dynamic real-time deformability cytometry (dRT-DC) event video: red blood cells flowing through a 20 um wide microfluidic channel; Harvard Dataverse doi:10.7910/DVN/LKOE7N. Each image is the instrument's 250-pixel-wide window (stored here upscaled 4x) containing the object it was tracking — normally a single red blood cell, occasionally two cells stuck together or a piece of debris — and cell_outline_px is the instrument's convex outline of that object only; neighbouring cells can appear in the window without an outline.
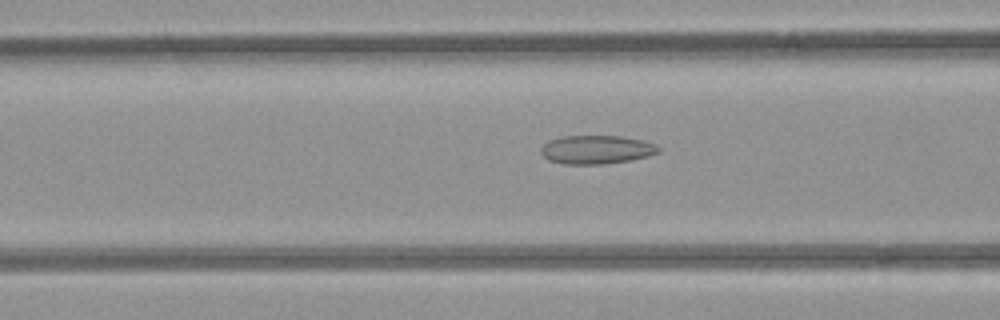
{"species": "common noctule bat (a hibernating species)", "species_latin": "Nyctalus noctula", "temperature_condition": "room temperature", "stored_images_in_passage": 32, "camera_frame_rate_fps": 3000, "um_per_image_px": 0.085, "animal": {"sex": "female", "body_mass_g": 21.9}, "frame": {"image": 1, "passage_image": 17, "time_ms": 5.333, "image_size_px": [1000, 320], "cell_outline_px": [[660, 152], [648, 156], [628, 160], [600, 164], [564, 164], [548, 160], [540, 152], [540, 148], [548, 140], [560, 136], [620, 136], [640, 140], [656, 144], [660, 148]], "centroid_in_image_um": [50.66, 12.71], "position_along_channel_um": 115.9, "area_um2": 19.54}}
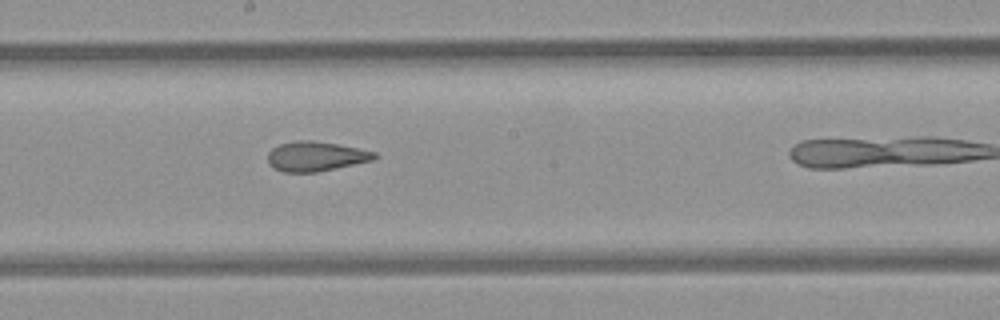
{"frame": {"image": 2, "passage_image": 25, "time_ms": 8.0, "image_size_px": [1000, 320], "cell_outline_px": [[380, 156], [372, 160], [336, 168], [316, 172], [284, 172], [272, 168], [268, 164], [268, 152], [272, 148], [280, 144], [296, 140], [312, 140], [336, 144], [376, 152]], "centroid_in_image_um": [26.81, 13.29], "position_along_channel_um": 221.4, "area_um2": 18.44}}
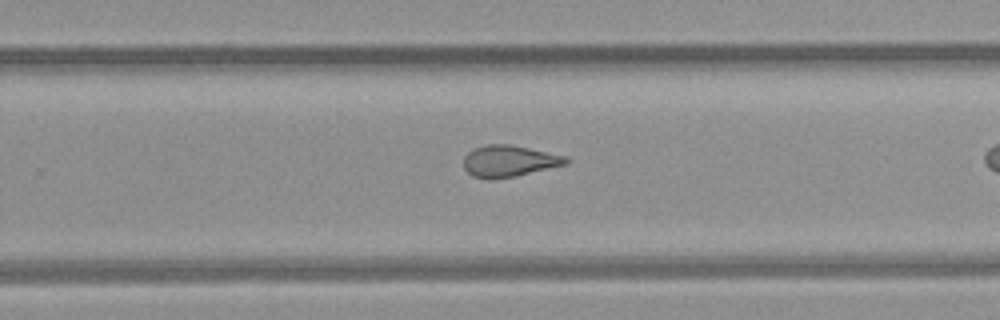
{"frame": {"image": 3, "passage_image": 30, "time_ms": 9.667, "image_size_px": [1000, 320], "cell_outline_px": [[572, 160], [568, 164], [516, 176], [492, 180], [488, 180], [472, 176], [464, 168], [464, 156], [468, 152], [484, 144], [508, 144], [568, 156]], "centroid_in_image_um": [43.3, 13.7], "position_along_channel_um": 286.5, "area_um2": 19.02}}